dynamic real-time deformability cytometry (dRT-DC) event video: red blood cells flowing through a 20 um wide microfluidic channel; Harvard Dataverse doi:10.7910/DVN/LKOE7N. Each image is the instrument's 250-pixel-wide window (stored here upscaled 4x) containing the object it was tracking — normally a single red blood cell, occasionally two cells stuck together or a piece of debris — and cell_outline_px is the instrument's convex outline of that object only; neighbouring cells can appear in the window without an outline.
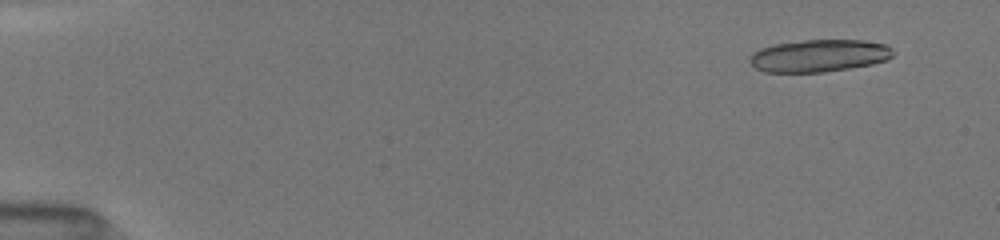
{"species": "common noctule bat (a hibernating species)", "species_latin": "Nyctalus noctula", "temperature_condition": "room temperature", "stored_images_in_passage": 17, "camera_frame_rate_fps": 3000, "um_per_image_px": 0.085, "animal": {"sex": "female", "body_mass_g": 19.5, "forearm_length_mm": 54.1}, "frame": {"image": 1, "passage_image": 2, "time_ms": 0.333, "image_size_px": [1000, 240], "cell_outline_px": [[896, 52], [888, 60], [872, 64], [824, 72], [764, 72], [756, 68], [748, 60], [752, 52], [760, 48], [772, 44], [804, 40], [864, 40], [888, 44]], "centroid_in_image_um": [69.64, 4.72], "position_along_channel_um": 15.4, "area_um2": 27.34}}